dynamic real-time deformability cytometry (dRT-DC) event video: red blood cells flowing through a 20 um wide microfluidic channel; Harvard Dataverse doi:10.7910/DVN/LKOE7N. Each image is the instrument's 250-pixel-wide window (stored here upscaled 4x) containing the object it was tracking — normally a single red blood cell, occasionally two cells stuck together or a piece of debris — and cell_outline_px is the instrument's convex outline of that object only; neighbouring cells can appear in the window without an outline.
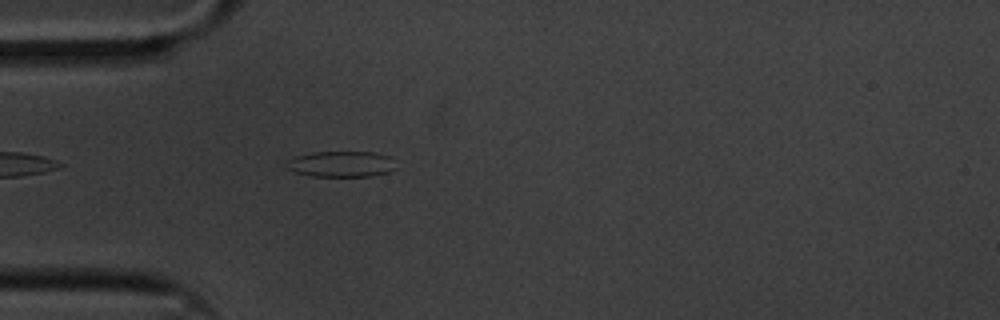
{"species": "common noctule bat (a hibernating species)", "species_latin": "Nyctalus noctula", "temperature_condition": "cold", "stored_images_in_passage": 44, "camera_frame_rate_fps": 3000, "um_per_image_px": 0.085, "animal": {"sex": "male", "body_mass_g": 20.1, "forearm_length_mm": 53.5}, "frame": {"image": 1, "passage_image": 2, "time_ms": 0.333, "image_size_px": [1000, 320], "cell_outline_px": [[396, 168], [388, 172], [372, 176], [312, 176], [296, 172], [284, 168], [284, 160], [296, 156], [312, 152], [376, 152], [392, 156]], "centroid_in_image_um": [28.98, 13.93], "position_along_channel_um": 56.0, "area_um2": 16.82}}
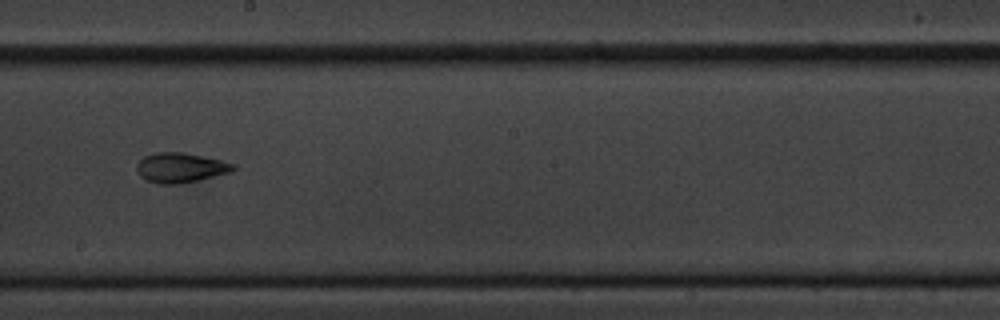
{"frame": {"image": 2, "passage_image": 18, "time_ms": 5.667, "image_size_px": [1000, 320], "cell_outline_px": [[236, 168], [228, 172], [200, 180], [180, 184], [160, 184], [144, 180], [140, 176], [136, 168], [136, 164], [144, 156], [156, 152], [184, 152], [220, 160], [236, 164]], "centroid_in_image_um": [15.31, 14.26], "position_along_channel_um": 232.9, "area_um2": 16.82}}
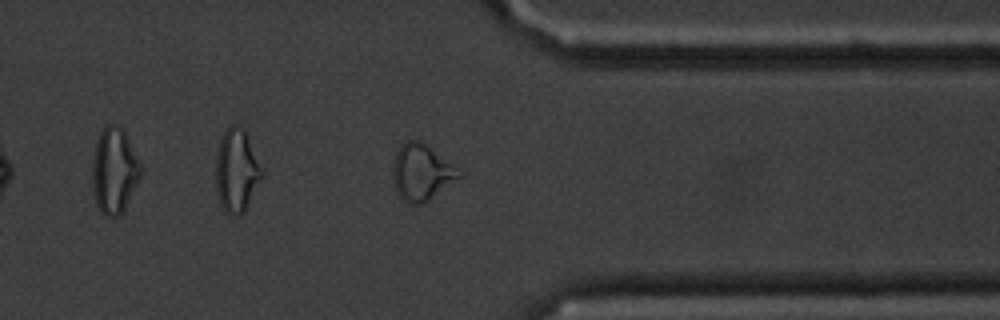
{"frame": {"image": 3, "passage_image": 31, "time_ms": 10.0, "image_size_px": [1000, 320], "cell_outline_px": [[464, 176], [424, 204], [408, 204], [396, 192], [392, 176], [392, 160], [400, 144], [404, 140], [420, 140], [464, 172]], "centroid_in_image_um": [35.84, 14.65], "position_along_channel_um": 375.6, "area_um2": 22.31}, "authors_computed_cell_mechanics": {"area_um2": 16.5886, "velocity_mm_per_s": 3.3959, "shape_relaxation_time_tau1_ms": 8.1186, "shape_relaxation_time_tau2_ms": 2.2848, "deformation_change_tau1": 0.1787, "deformation_change_tau2": 0.0896}}